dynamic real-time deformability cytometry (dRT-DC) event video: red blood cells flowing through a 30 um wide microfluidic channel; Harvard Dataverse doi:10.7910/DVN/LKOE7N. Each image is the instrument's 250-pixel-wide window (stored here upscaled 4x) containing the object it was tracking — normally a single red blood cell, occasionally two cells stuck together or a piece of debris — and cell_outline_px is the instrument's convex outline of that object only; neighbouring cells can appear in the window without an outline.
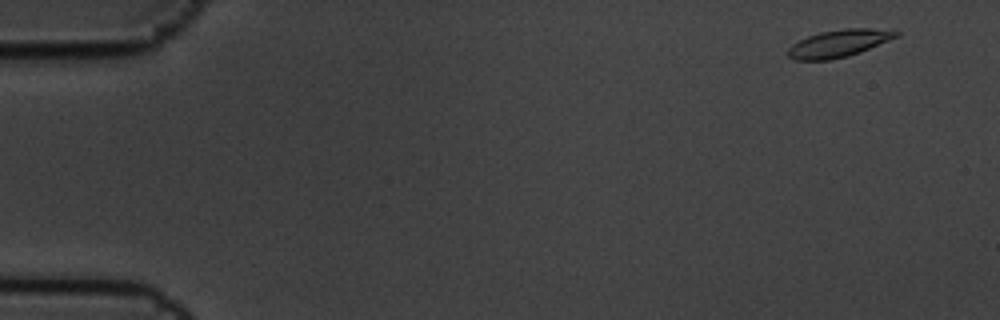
{"species": "common noctule bat (a hibernating species)", "species_latin": "Nyctalus noctula", "temperature_condition": "cold", "stored_images_in_passage": 16, "camera_frame_rate_fps": 3000, "um_per_image_px": 0.085, "animal": {"sex": "male", "body_mass_g": 19.5, "forearm_length_mm": 54.6}, "frame": {"image": 1, "passage_image": 1, "time_ms": 0.0, "image_size_px": [1000, 320], "cell_outline_px": [[900, 36], [860, 52], [848, 56], [828, 60], [796, 60], [788, 56], [788, 48], [792, 44], [808, 36], [820, 32], [844, 28], [872, 28], [900, 32]], "centroid_in_image_um": [71.31, 3.68], "position_along_channel_um": 13.7, "area_um2": 17.17}}
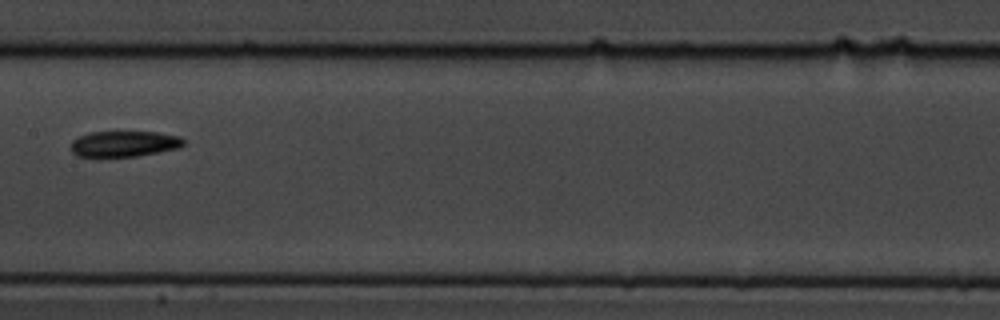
{"frame": {"image": 2, "passage_image": 8, "time_ms": 2.333, "image_size_px": [1000, 320], "cell_outline_px": [[184, 144], [180, 148], [136, 156], [76, 156], [72, 152], [72, 140], [88, 132], [156, 132], [180, 136], [184, 140]], "centroid_in_image_um": [10.57, 12.22], "position_along_channel_um": 196.8, "area_um2": 16.82}}
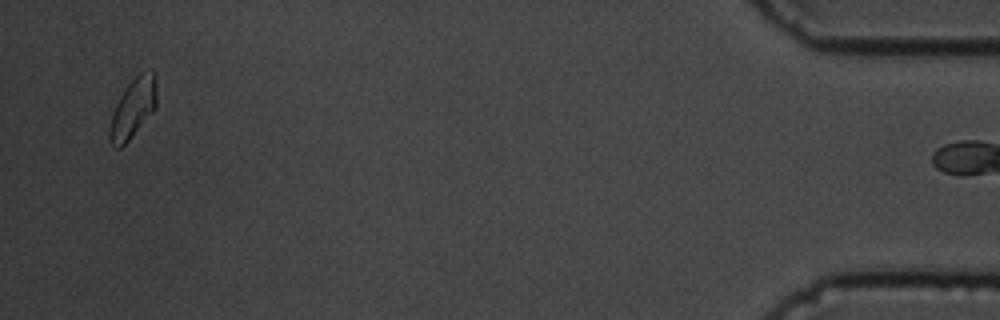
{"frame": {"image": 3, "passage_image": 15, "time_ms": 4.667, "image_size_px": [1000, 320], "cell_outline_px": [[156, 108], [132, 136], [120, 148], [116, 148], [112, 144], [108, 136], [108, 128], [112, 112], [124, 88], [140, 72], [152, 68], [156, 84]], "centroid_in_image_um": [11.29, 9.18], "position_along_channel_um": 423.9, "area_um2": 16.36}}